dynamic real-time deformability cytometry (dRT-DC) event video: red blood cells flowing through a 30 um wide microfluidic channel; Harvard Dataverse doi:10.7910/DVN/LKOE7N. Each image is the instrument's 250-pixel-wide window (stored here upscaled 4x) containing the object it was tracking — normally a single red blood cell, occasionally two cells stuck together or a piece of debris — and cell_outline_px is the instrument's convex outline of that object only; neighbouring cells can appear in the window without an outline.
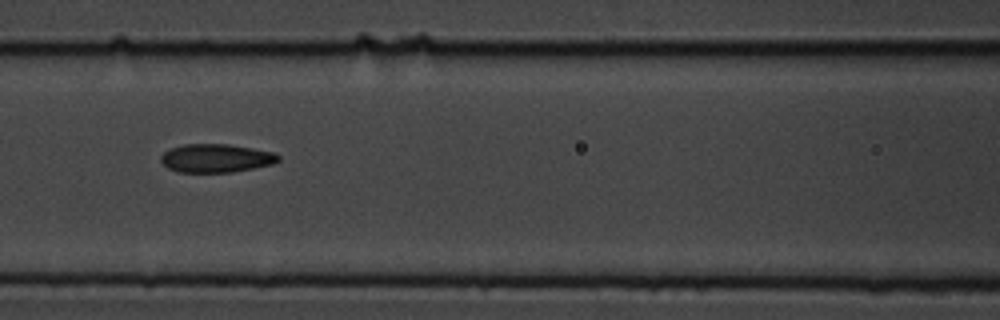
{"species": "common noctule bat (a hibernating species)", "species_latin": "Nyctalus noctula", "temperature_condition": "cold", "stored_images_in_passage": 16, "camera_frame_rate_fps": 3000, "um_per_image_px": 0.085, "animal": {"sex": "male", "body_mass_g": 19.5, "forearm_length_mm": 54.6}, "frame": {"image": 1, "passage_image": 7, "time_ms": 2.0, "image_size_px": [1000, 320], "cell_outline_px": [[280, 160], [272, 164], [232, 172], [176, 172], [168, 168], [160, 160], [160, 156], [164, 152], [172, 148], [184, 144], [228, 144], [276, 152], [280, 156]], "centroid_in_image_um": [18.37, 13.44], "position_along_channel_um": 148.2, "area_um2": 19.48}}
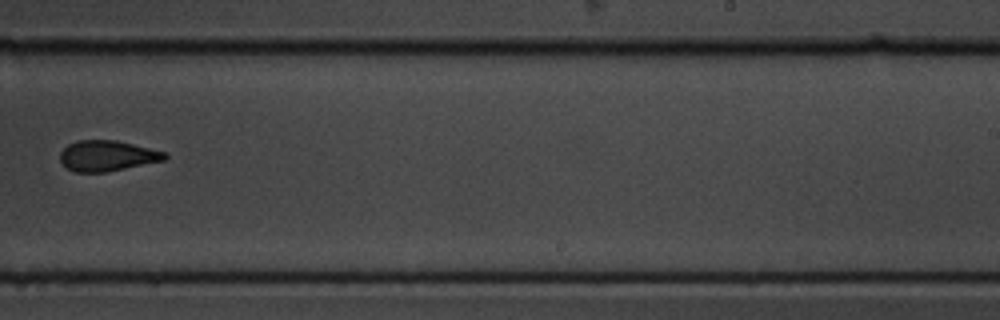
{"frame": {"image": 2, "passage_image": 10, "time_ms": 3.0, "image_size_px": [1000, 320], "cell_outline_px": [[168, 156], [164, 160], [104, 172], [76, 172], [68, 168], [60, 160], [60, 152], [68, 144], [76, 140], [116, 140], [168, 152]], "centroid_in_image_um": [9.12, 13.22], "position_along_channel_um": 279.9, "area_um2": 18.55}}
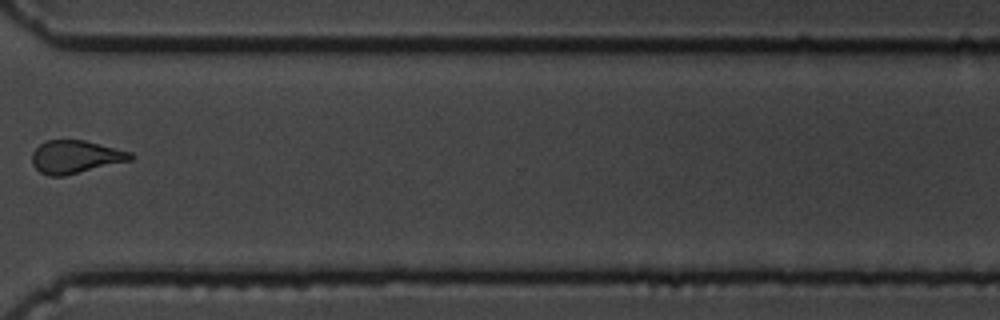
{"frame": {"image": 3, "passage_image": 12, "time_ms": 3.667, "image_size_px": [1000, 320], "cell_outline_px": [[132, 160], [64, 176], [48, 176], [40, 172], [32, 164], [32, 152], [40, 144], [48, 140], [84, 140], [132, 152]], "centroid_in_image_um": [6.4, 13.34], "position_along_channel_um": 364.2, "area_um2": 18.84}}